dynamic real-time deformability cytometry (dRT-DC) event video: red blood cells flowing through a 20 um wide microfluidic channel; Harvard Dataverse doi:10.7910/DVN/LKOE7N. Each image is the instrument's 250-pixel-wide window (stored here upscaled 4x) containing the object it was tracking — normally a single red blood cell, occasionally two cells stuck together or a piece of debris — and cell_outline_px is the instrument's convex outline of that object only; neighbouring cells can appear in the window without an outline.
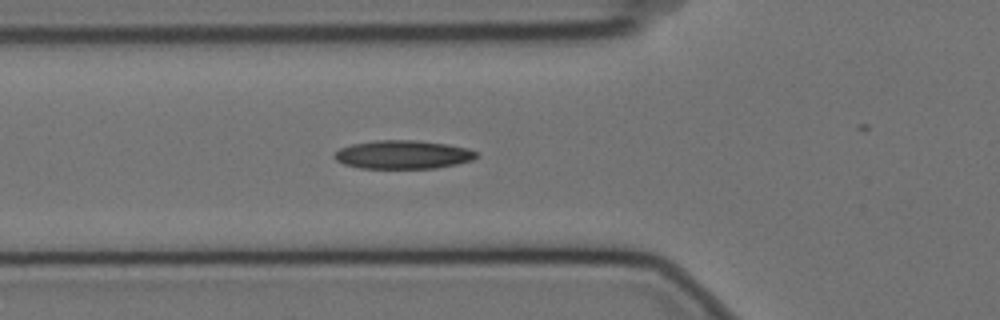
{"species": "Egyptian fruit bat (a non-hibernating species)", "species_latin": "Rousettus aegyptiacus", "temperature_condition": "cold", "stored_images_in_passage": 37, "camera_frame_rate_fps": 3000, "um_per_image_px": 0.085, "animal": {"sex": "female"}, "frame": {"image": 1, "passage_image": 12, "time_ms": 3.667, "image_size_px": [1000, 320], "cell_outline_px": [[480, 156], [472, 160], [456, 164], [436, 168], [360, 168], [344, 164], [336, 160], [332, 156], [340, 148], [352, 144], [376, 140], [412, 140], [448, 144], [468, 148], [480, 152]], "centroid_in_image_um": [34.29, 13.14], "position_along_channel_um": 91.5, "area_um2": 23.7}}
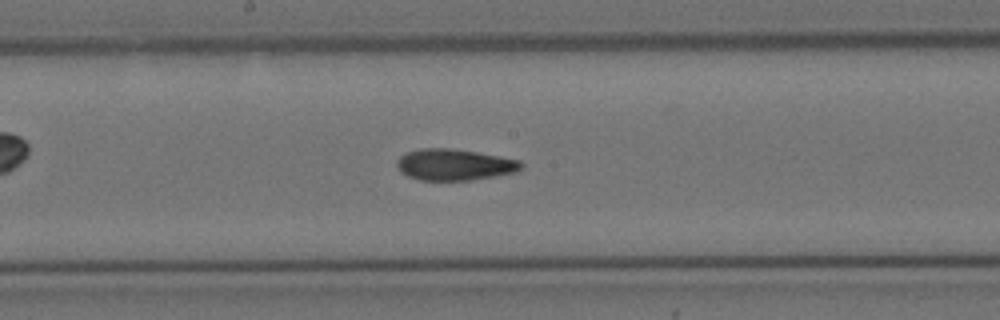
{"frame": {"image": 2, "passage_image": 22, "time_ms": 7.0, "image_size_px": [1000, 320], "cell_outline_px": [[524, 168], [516, 172], [496, 176], [472, 180], [420, 180], [408, 176], [400, 172], [396, 164], [396, 160], [400, 156], [408, 152], [420, 148], [448, 148], [476, 152], [500, 156], [520, 160], [524, 164]], "centroid_in_image_um": [38.65, 14.0], "position_along_channel_um": 209.6, "area_um2": 22.83}}
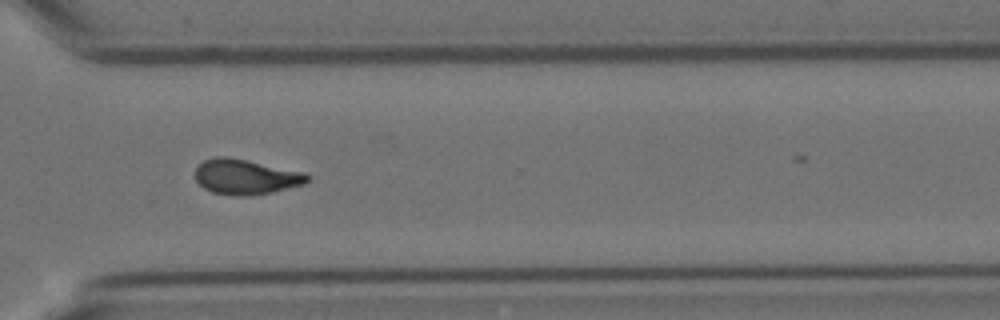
{"frame": {"image": 3, "passage_image": 34, "time_ms": 11.0, "image_size_px": [1000, 320], "cell_outline_px": [[308, 180], [304, 184], [272, 192], [252, 196], [212, 192], [204, 188], [196, 180], [196, 168], [204, 160], [216, 156], [224, 156], [304, 172], [308, 176]], "centroid_in_image_um": [20.88, 15.03], "position_along_channel_um": 349.7, "area_um2": 22.43}}